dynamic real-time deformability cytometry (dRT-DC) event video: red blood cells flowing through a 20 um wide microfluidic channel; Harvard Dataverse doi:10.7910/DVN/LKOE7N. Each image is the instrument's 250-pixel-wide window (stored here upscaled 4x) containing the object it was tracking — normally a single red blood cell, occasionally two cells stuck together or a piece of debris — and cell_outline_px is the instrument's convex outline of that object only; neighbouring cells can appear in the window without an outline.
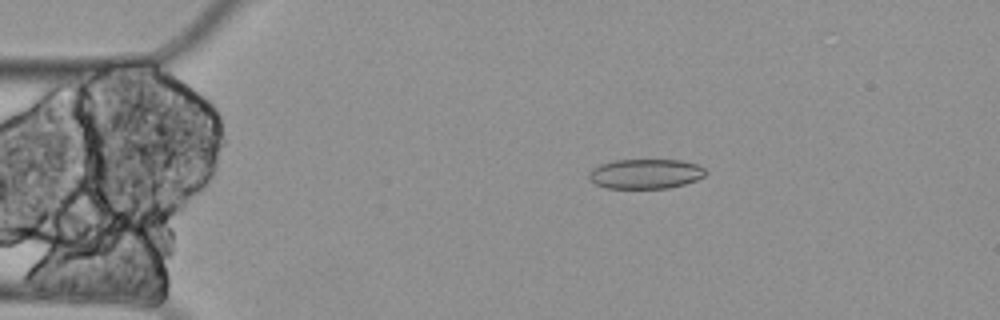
{"species": "Egyptian fruit bat (a non-hibernating species)", "species_latin": "Rousettus aegyptiacus", "temperature_condition": "cold", "stored_images_in_passage": 11, "camera_frame_rate_fps": 3000, "um_per_image_px": 0.085, "animal": {"sex": "female"}, "frame": {"image": 1, "passage_image": 3, "time_ms": 0.667, "image_size_px": [1000, 320], "cell_outline_px": [[708, 172], [704, 176], [696, 180], [684, 184], [668, 188], [608, 188], [596, 184], [588, 176], [592, 168], [600, 164], [616, 160], [680, 160], [696, 164], [704, 168]], "centroid_in_image_um": [54.89, 14.77], "position_along_channel_um": 30.1, "area_um2": 20.11}}
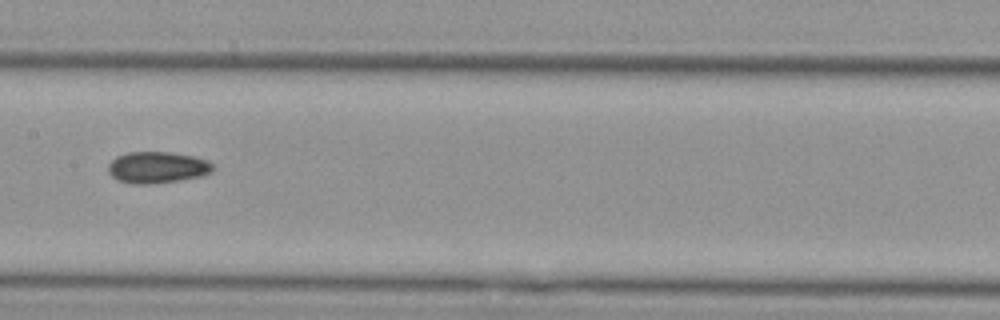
{"frame": {"image": 2, "passage_image": 8, "time_ms": 2.333, "image_size_px": [1000, 320], "cell_outline_px": [[216, 168], [212, 172], [200, 176], [176, 180], [148, 184], [136, 184], [116, 180], [108, 172], [108, 164], [116, 156], [128, 152], [168, 152], [192, 156], [208, 160]], "centroid_in_image_um": [13.35, 14.22], "position_along_channel_um": 194.0, "area_um2": 19.13}}
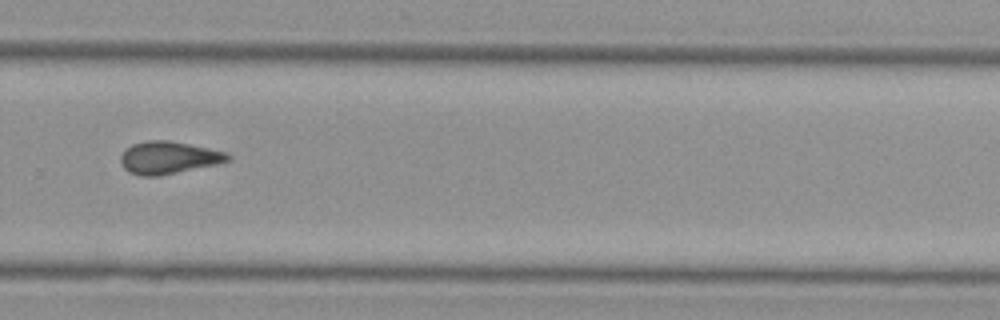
{"frame": {"image": 3, "passage_image": 11, "time_ms": 3.333, "image_size_px": [1000, 320], "cell_outline_px": [[232, 160], [216, 164], [160, 176], [140, 176], [128, 172], [120, 164], [120, 156], [132, 144], [148, 140], [168, 140], [228, 152], [232, 156]], "centroid_in_image_um": [14.33, 13.41], "position_along_channel_um": 315.5, "area_um2": 20.35}}